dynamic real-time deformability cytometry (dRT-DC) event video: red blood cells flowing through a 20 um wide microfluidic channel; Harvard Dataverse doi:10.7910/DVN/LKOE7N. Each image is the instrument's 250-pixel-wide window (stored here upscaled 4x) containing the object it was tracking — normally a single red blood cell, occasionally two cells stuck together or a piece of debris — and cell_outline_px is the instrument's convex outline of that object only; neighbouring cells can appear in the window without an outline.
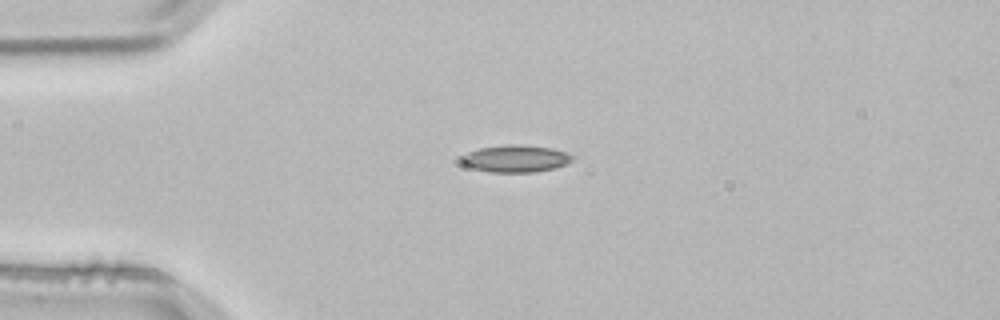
{"species": "common noctule bat (a hibernating species)", "species_latin": "Nyctalus noctula", "temperature_condition": "room temperature", "stored_images_in_passage": 3, "camera_frame_rate_fps": 3000, "um_per_image_px": 0.085, "animal": {"sex": "male", "body_mass_g": 21.5, "forearm_length_mm": 52.0}, "frame": {"image": 1, "passage_image": 3, "time_ms": 0.667, "image_size_px": [1000, 320], "cell_outline_px": [[576, 156], [572, 160], [556, 168], [536, 172], [492, 172], [472, 168], [464, 164], [460, 160], [460, 156], [468, 152], [480, 148], [504, 144], [520, 144], [552, 148]], "centroid_in_image_um": [43.82, 13.47], "position_along_channel_um": 41.2, "area_um2": 17.63}}